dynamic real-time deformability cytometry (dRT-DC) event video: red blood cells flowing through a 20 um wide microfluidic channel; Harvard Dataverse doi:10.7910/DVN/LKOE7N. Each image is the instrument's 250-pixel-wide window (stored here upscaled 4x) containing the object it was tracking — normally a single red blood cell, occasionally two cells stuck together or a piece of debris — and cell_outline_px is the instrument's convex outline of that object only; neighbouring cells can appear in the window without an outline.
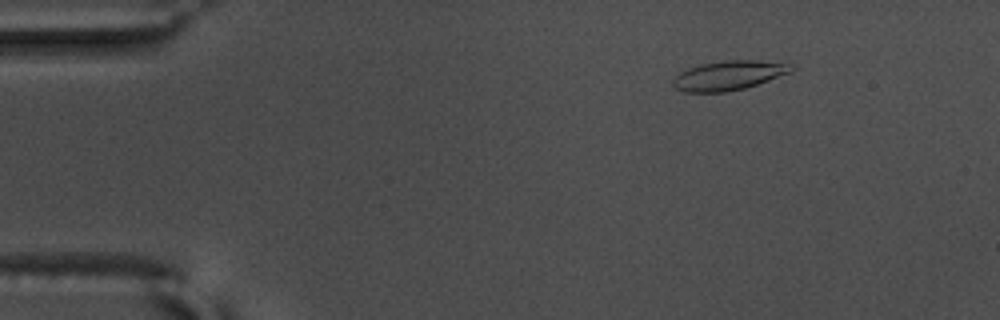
{"species": "common noctule bat (a hibernating species)", "species_latin": "Nyctalus noctula", "temperature_condition": "warm", "stored_images_in_passage": 21, "camera_frame_rate_fps": 3000, "um_per_image_px": 0.085, "animal": {"sex": "male", "body_mass_g": 17.5, "forearm_length_mm": 52.3}, "frame": {"image": 1, "passage_image": 8, "time_ms": 2.333, "image_size_px": [1000, 320], "cell_outline_px": [[792, 72], [744, 88], [724, 92], [684, 92], [676, 88], [672, 84], [672, 80], [680, 72], [688, 68], [704, 64], [728, 60], [756, 60], [792, 64]], "centroid_in_image_um": [61.92, 6.41], "position_along_channel_um": 23.1, "area_um2": 19.94}}